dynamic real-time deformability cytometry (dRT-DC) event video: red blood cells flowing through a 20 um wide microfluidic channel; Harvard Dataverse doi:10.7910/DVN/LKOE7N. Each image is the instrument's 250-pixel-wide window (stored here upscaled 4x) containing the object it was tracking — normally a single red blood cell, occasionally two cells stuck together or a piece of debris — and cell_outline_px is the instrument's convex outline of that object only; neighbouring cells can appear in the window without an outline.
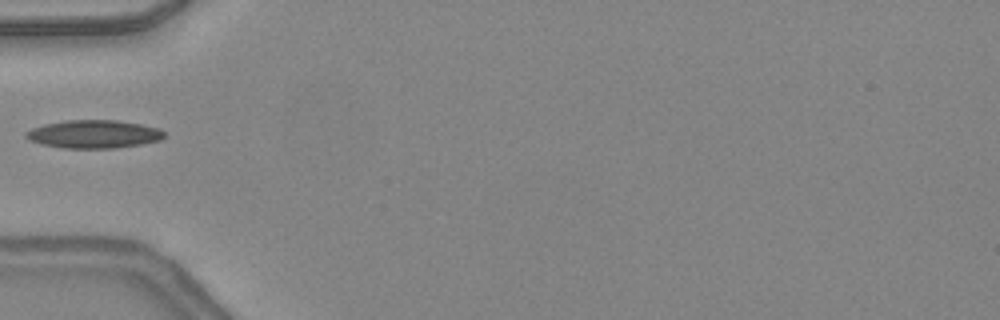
{"species": "common noctule bat (a hibernating species)", "species_latin": "Nyctalus noctula", "temperature_condition": "warm", "stored_images_in_passage": 12, "camera_frame_rate_fps": 3000, "um_per_image_px": 0.085, "animal": {"sex": "female", "body_mass_g": 24.6, "forearm_length_mm": 56.2}, "frame": {"image": 1, "passage_image": 1, "time_ms": 0.0, "image_size_px": [1000, 320], "cell_outline_px": [[164, 136], [160, 140], [140, 144], [116, 148], [64, 148], [40, 144], [24, 136], [24, 132], [32, 128], [44, 124], [68, 120], [116, 120], [140, 124], [160, 128], [164, 132]], "centroid_in_image_um": [7.96, 11.4], "position_along_channel_um": 77.0, "area_um2": 22.6}}
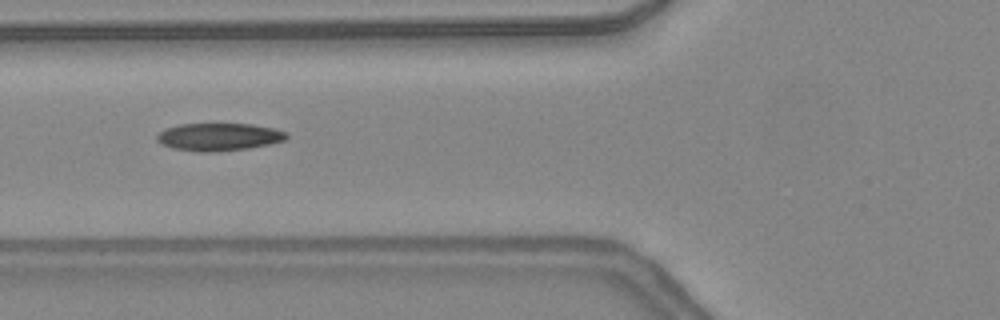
{"frame": {"image": 2, "passage_image": 3, "time_ms": 0.667, "image_size_px": [1000, 320], "cell_outline_px": [[288, 136], [284, 140], [268, 144], [248, 148], [216, 152], [200, 152], [172, 148], [160, 144], [156, 140], [156, 136], [164, 128], [180, 124], [252, 124], [276, 128], [288, 132]], "centroid_in_image_um": [18.59, 11.63], "position_along_channel_um": 107.2, "area_um2": 21.04}}
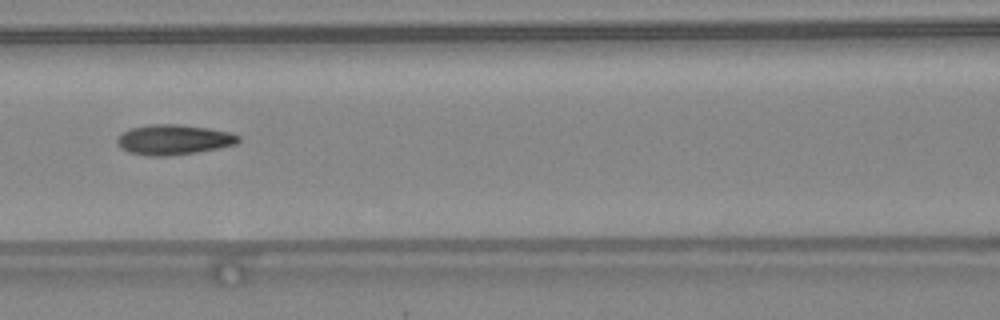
{"frame": {"image": 3, "passage_image": 6, "time_ms": 1.667, "image_size_px": [1000, 320], "cell_outline_px": [[240, 140], [236, 144], [196, 152], [168, 156], [148, 156], [128, 152], [120, 148], [116, 144], [116, 140], [124, 132], [132, 128], [148, 124], [176, 124], [208, 128], [228, 132], [240, 136]], "centroid_in_image_um": [14.73, 11.87], "position_along_channel_um": 151.9, "area_um2": 21.15}}